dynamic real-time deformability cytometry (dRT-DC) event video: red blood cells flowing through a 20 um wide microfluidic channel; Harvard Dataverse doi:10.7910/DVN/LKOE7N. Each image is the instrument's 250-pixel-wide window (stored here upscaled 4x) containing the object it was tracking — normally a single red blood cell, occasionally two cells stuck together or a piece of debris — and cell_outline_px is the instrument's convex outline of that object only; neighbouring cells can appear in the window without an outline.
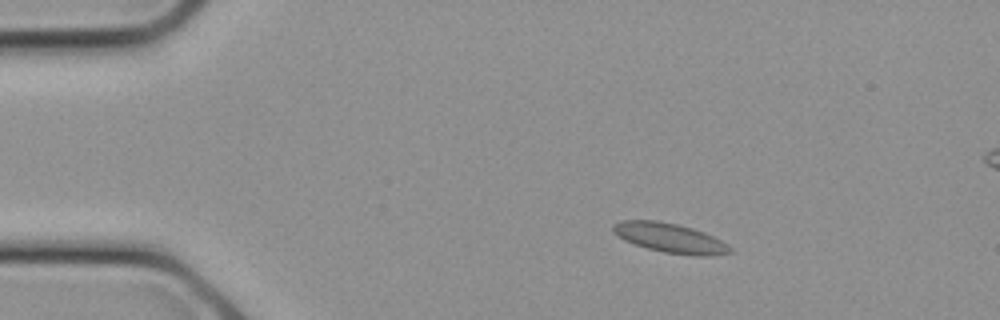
{"species": "common noctule bat (a hibernating species)", "species_latin": "Nyctalus noctula", "temperature_condition": "cold", "stored_images_in_passage": 6, "camera_frame_rate_fps": 3000, "um_per_image_px": 0.085, "animal": {"sex": "female", "body_mass_g": 21.9}, "frame": {"image": 1, "passage_image": 1, "time_ms": 0.0, "image_size_px": [1000, 320], "cell_outline_px": [[732, 252], [712, 256], [692, 256], [664, 252], [648, 248], [624, 240], [612, 232], [612, 224], [620, 220], [656, 220], [676, 224], [692, 228], [704, 232], [720, 240], [732, 248]], "centroid_in_image_um": [56.93, 20.22], "position_along_channel_um": 28.1, "area_um2": 20.11}}
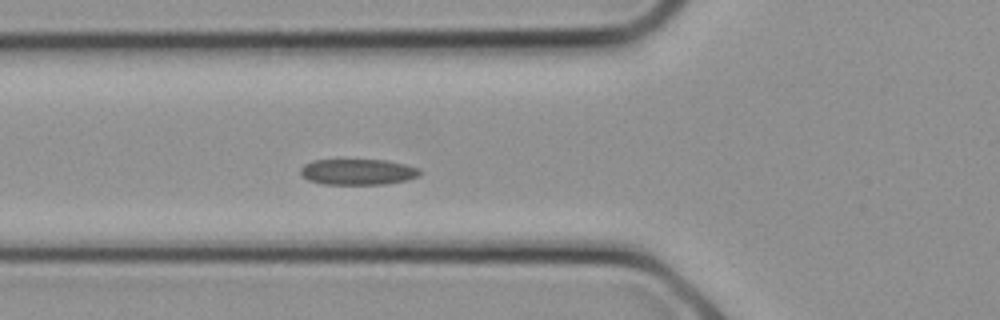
{"frame": {"image": 2, "passage_image": 6, "time_ms": 1.667, "image_size_px": [1000, 320], "cell_outline_px": [[420, 176], [408, 180], [384, 184], [324, 184], [308, 180], [300, 172], [300, 168], [304, 164], [312, 160], [340, 156], [388, 160], [420, 168]], "centroid_in_image_um": [30.38, 14.54], "position_along_channel_um": 95.4, "area_um2": 19.13}}